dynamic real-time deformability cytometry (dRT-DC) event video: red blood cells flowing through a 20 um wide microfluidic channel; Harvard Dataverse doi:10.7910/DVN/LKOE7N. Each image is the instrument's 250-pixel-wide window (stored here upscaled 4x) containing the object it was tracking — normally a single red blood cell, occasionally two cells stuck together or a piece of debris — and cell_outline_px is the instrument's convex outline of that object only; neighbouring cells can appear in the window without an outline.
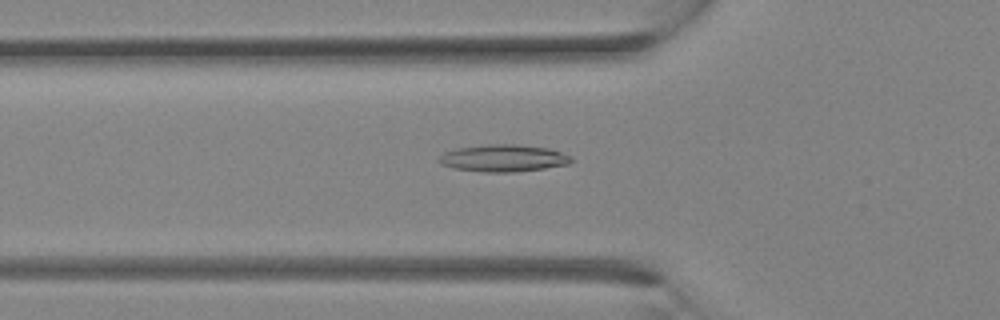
{"species": "Egyptian fruit bat (a non-hibernating species)", "species_latin": "Rousettus aegyptiacus", "temperature_condition": "room temperature", "stored_images_in_passage": 32, "segment_of_instrument_passage": [1, 2], "camera_frame_rate_fps": 3000, "um_per_image_px": 0.085, "animal": {"sex": "female"}, "frame": {"image": 1, "passage_image": 10, "time_ms": 3.0, "image_size_px": [1000, 320], "cell_outline_px": [[572, 160], [568, 164], [544, 168], [516, 172], [484, 172], [456, 168], [440, 164], [436, 160], [444, 152], [456, 148], [488, 144], [512, 144], [548, 148], [572, 156]], "centroid_in_image_um": [42.76, 13.44], "position_along_channel_um": 83.0, "area_um2": 20.81}}
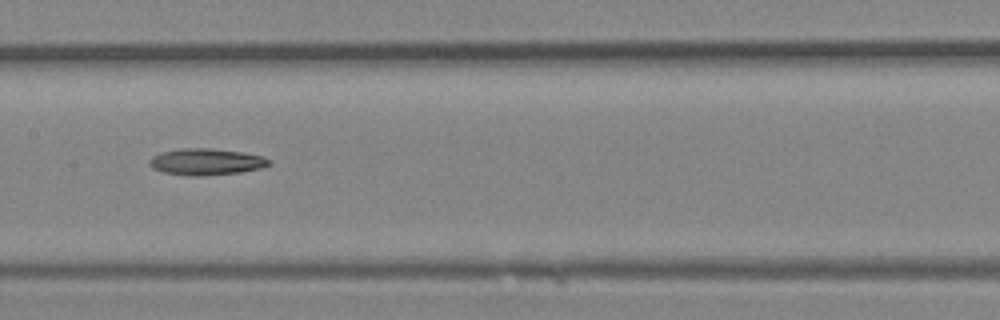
{"frame": {"image": 2, "passage_image": 15, "time_ms": 4.667, "image_size_px": [1000, 320], "cell_outline_px": [[268, 164], [260, 168], [240, 172], [204, 176], [188, 176], [164, 172], [152, 168], [148, 164], [148, 160], [152, 156], [160, 152], [180, 148], [212, 148], [244, 152], [260, 156], [268, 160]], "centroid_in_image_um": [17.44, 13.75], "position_along_channel_um": 190.0, "area_um2": 18.5}}
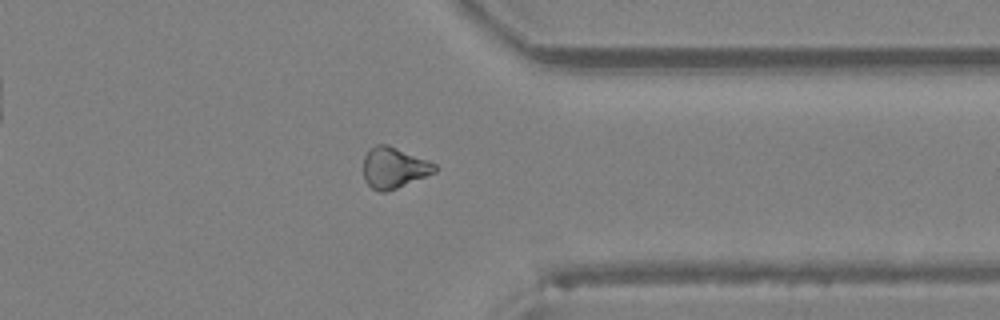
{"frame": {"image": 3, "passage_image": 24, "time_ms": 7.667, "image_size_px": [1000, 320], "cell_outline_px": [[436, 172], [396, 188], [384, 192], [380, 192], [372, 188], [364, 180], [364, 156], [368, 148], [376, 144], [388, 144], [428, 160], [436, 164]], "centroid_in_image_um": [33.46, 14.23], "position_along_channel_um": 377.9, "area_um2": 17.05}}